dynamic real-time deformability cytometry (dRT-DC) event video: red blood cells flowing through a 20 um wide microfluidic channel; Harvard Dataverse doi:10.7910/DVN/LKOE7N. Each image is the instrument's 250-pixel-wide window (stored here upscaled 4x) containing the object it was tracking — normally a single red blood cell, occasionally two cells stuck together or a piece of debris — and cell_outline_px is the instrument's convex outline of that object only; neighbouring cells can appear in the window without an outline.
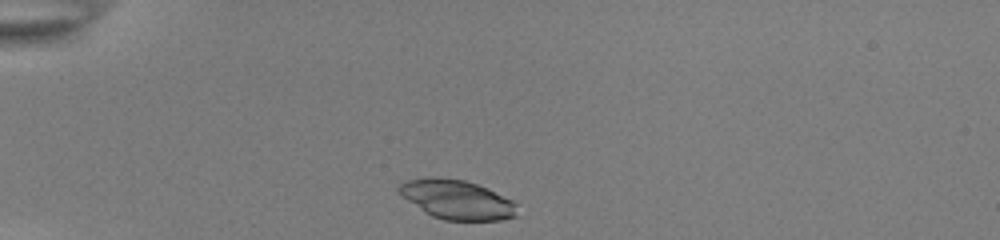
{"species": "common noctule bat (a hibernating species)", "species_latin": "Nyctalus noctula", "temperature_condition": "room temperature", "stored_images_in_passage": 34, "camera_frame_rate_fps": 3000, "um_per_image_px": 0.085, "animal": {"sex": "female", "body_mass_g": 22.0, "forearm_length_mm": 56.7}, "frame": {"image": 1, "passage_image": 1, "time_ms": 0.0, "image_size_px": [1000, 240], "cell_outline_px": [[516, 216], [500, 220], [444, 220], [432, 216], [424, 212], [400, 196], [396, 192], [396, 188], [404, 180], [432, 176], [464, 180], [488, 188], [512, 200], [516, 204]], "centroid_in_image_um": [38.76, 16.95], "position_along_channel_um": 46.2, "area_um2": 27.28}}
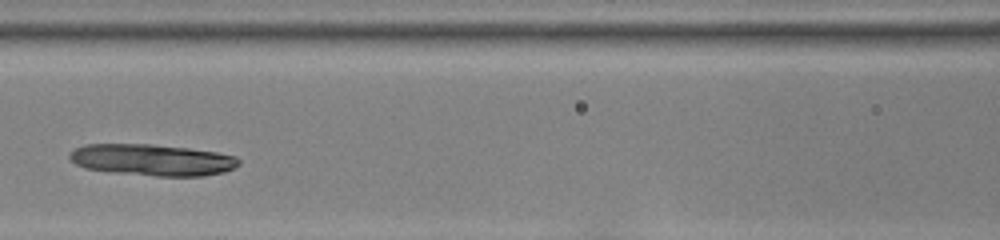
{"frame": {"image": 2, "passage_image": 12, "time_ms": 3.667, "image_size_px": [1000, 240], "cell_outline_px": [[240, 164], [224, 172], [204, 176], [156, 176], [112, 172], [84, 168], [76, 164], [68, 156], [76, 148], [84, 144], [148, 144], [188, 148], [216, 152], [236, 156], [240, 160]], "centroid_in_image_um": [12.95, 13.59], "position_along_channel_um": 153.6, "area_um2": 30.98}}
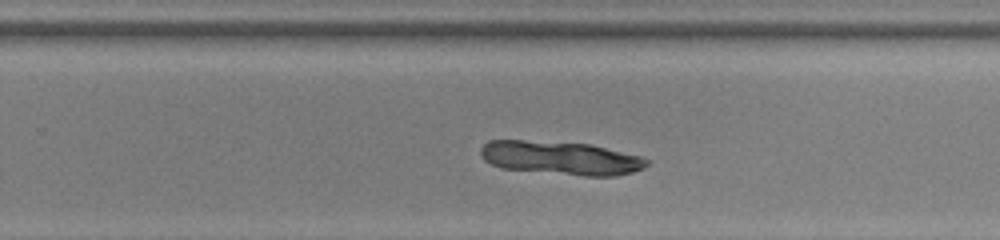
{"frame": {"image": 3, "passage_image": 22, "time_ms": 7.0, "image_size_px": [1000, 240], "cell_outline_px": [[648, 164], [644, 168], [632, 172], [616, 176], [584, 176], [500, 168], [484, 160], [480, 156], [480, 148], [488, 140], [524, 140], [588, 144], [640, 156], [648, 160]], "centroid_in_image_um": [47.62, 13.43], "position_along_channel_um": 282.2, "area_um2": 32.37}}